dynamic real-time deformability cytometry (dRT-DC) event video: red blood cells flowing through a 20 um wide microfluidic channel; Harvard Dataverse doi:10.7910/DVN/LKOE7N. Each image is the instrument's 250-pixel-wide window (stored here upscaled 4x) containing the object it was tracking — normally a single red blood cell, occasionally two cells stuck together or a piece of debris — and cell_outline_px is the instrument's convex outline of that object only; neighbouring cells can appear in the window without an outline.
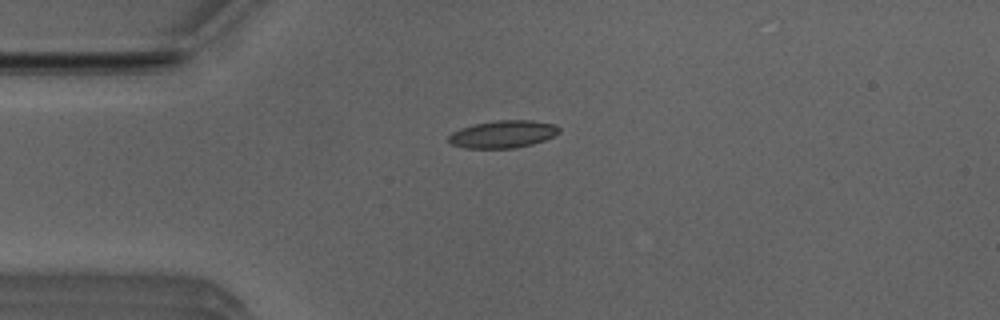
{"species": "Egyptian fruit bat (a non-hibernating species)", "species_latin": "Rousettus aegyptiacus", "temperature_condition": "room temperature", "stored_images_in_passage": 35, "camera_frame_rate_fps": 3000, "um_per_image_px": 0.085, "animal": {"sex": "male"}, "frame": {"image": 1, "passage_image": 1, "time_ms": 0.0, "image_size_px": [1000, 320], "cell_outline_px": [[560, 132], [544, 140], [532, 144], [512, 148], [464, 148], [452, 144], [448, 140], [448, 136], [452, 132], [460, 128], [472, 124], [496, 120], [532, 120], [556, 124], [560, 128]], "centroid_in_image_um": [42.74, 11.39], "position_along_channel_um": 42.3, "area_um2": 17.74}}
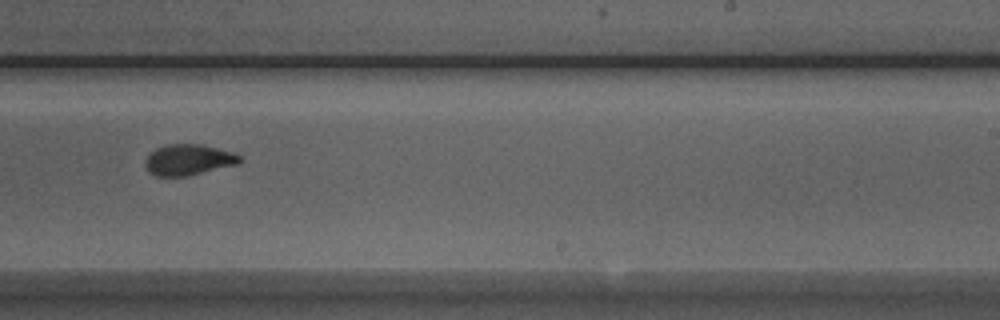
{"frame": {"image": 2, "passage_image": 20, "time_ms": 6.333, "image_size_px": [1000, 320], "cell_outline_px": [[240, 160], [236, 164], [188, 176], [156, 176], [148, 172], [144, 164], [144, 160], [156, 148], [168, 144], [200, 144], [232, 152], [240, 156]], "centroid_in_image_um": [15.96, 13.59], "position_along_channel_um": 273.0, "area_um2": 16.82}}
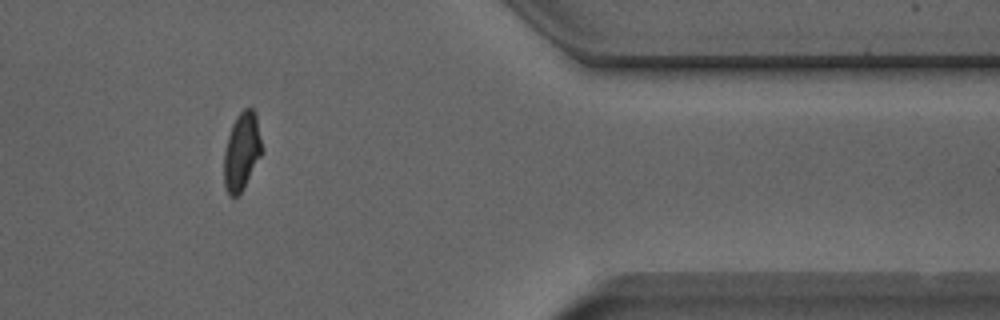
{"frame": {"image": 3, "passage_image": 31, "time_ms": 10.0, "image_size_px": [1000, 320], "cell_outline_px": [[264, 152], [240, 192], [236, 196], [228, 196], [224, 184], [224, 152], [228, 136], [232, 124], [236, 116], [244, 108], [252, 108], [256, 116]], "centroid_in_image_um": [20.55, 12.86], "position_along_channel_um": 390.8, "area_um2": 17.17}, "authors_computed_cell_mechanics": {"area_um2": 17.3978, "velocity_mm_per_s": 3.9601, "shape_relaxation_time_tau1_ms": 4.5733, "shape_relaxation_time_tau2_ms": 1.4825, "deformation_change_tau1": 0.1841, "deformation_change_tau2": 0.0727}}